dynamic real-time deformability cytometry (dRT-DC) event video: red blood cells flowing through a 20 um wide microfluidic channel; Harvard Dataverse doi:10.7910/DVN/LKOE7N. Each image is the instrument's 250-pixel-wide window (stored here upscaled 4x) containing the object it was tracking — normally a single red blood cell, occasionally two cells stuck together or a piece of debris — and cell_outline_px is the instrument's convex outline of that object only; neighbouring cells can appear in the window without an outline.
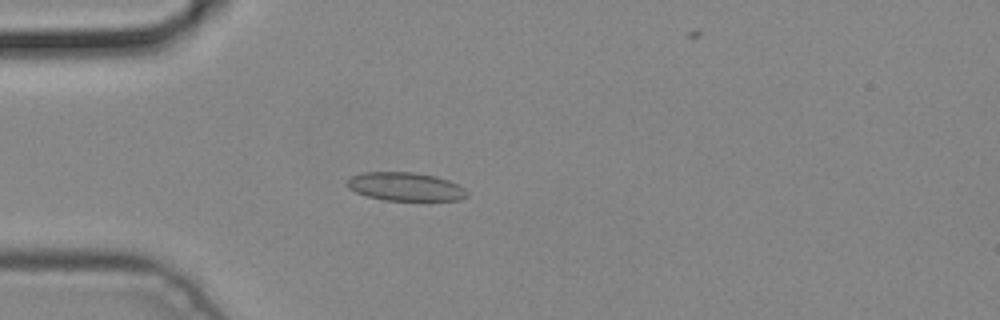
{"species": "common noctule bat (a hibernating species)", "species_latin": "Nyctalus noctula", "temperature_condition": "cold", "stored_images_in_passage": 4, "camera_frame_rate_fps": 3000, "um_per_image_px": 0.085, "animal": {"sex": "male", "body_mass_g": 19.2, "forearm_length_mm": 51.8}, "frame": {"image": 1, "passage_image": 3, "time_ms": 0.667, "image_size_px": [1000, 320], "cell_outline_px": [[468, 196], [460, 200], [384, 200], [368, 196], [356, 192], [348, 188], [344, 184], [352, 176], [364, 172], [412, 172], [436, 176], [448, 180], [464, 188], [468, 192]], "centroid_in_image_um": [34.45, 15.86], "position_along_channel_um": 50.5, "area_um2": 19.83}}